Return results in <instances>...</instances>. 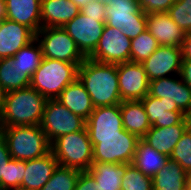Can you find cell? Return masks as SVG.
<instances>
[{
  "label": "cell",
  "instance_id": "1",
  "mask_svg": "<svg viewBox=\"0 0 191 190\" xmlns=\"http://www.w3.org/2000/svg\"><path fill=\"white\" fill-rule=\"evenodd\" d=\"M77 78L90 95L95 108L117 105L122 102L117 64L100 63L86 58L78 67Z\"/></svg>",
  "mask_w": 191,
  "mask_h": 190
},
{
  "label": "cell",
  "instance_id": "2",
  "mask_svg": "<svg viewBox=\"0 0 191 190\" xmlns=\"http://www.w3.org/2000/svg\"><path fill=\"white\" fill-rule=\"evenodd\" d=\"M46 102L31 86L4 93L0 127L40 125Z\"/></svg>",
  "mask_w": 191,
  "mask_h": 190
},
{
  "label": "cell",
  "instance_id": "3",
  "mask_svg": "<svg viewBox=\"0 0 191 190\" xmlns=\"http://www.w3.org/2000/svg\"><path fill=\"white\" fill-rule=\"evenodd\" d=\"M11 158L28 161L47 154L51 143L40 125L0 127Z\"/></svg>",
  "mask_w": 191,
  "mask_h": 190
},
{
  "label": "cell",
  "instance_id": "4",
  "mask_svg": "<svg viewBox=\"0 0 191 190\" xmlns=\"http://www.w3.org/2000/svg\"><path fill=\"white\" fill-rule=\"evenodd\" d=\"M78 66L61 60L44 58L31 77L30 86L48 99H56L77 78Z\"/></svg>",
  "mask_w": 191,
  "mask_h": 190
},
{
  "label": "cell",
  "instance_id": "5",
  "mask_svg": "<svg viewBox=\"0 0 191 190\" xmlns=\"http://www.w3.org/2000/svg\"><path fill=\"white\" fill-rule=\"evenodd\" d=\"M51 151L60 166L87 171L93 163V146L86 127L53 140Z\"/></svg>",
  "mask_w": 191,
  "mask_h": 190
},
{
  "label": "cell",
  "instance_id": "6",
  "mask_svg": "<svg viewBox=\"0 0 191 190\" xmlns=\"http://www.w3.org/2000/svg\"><path fill=\"white\" fill-rule=\"evenodd\" d=\"M93 146V162L132 164L140 138L125 129L119 135L89 136Z\"/></svg>",
  "mask_w": 191,
  "mask_h": 190
},
{
  "label": "cell",
  "instance_id": "7",
  "mask_svg": "<svg viewBox=\"0 0 191 190\" xmlns=\"http://www.w3.org/2000/svg\"><path fill=\"white\" fill-rule=\"evenodd\" d=\"M44 58L75 63L78 67L86 59L77 44L62 27L41 28L36 33Z\"/></svg>",
  "mask_w": 191,
  "mask_h": 190
},
{
  "label": "cell",
  "instance_id": "8",
  "mask_svg": "<svg viewBox=\"0 0 191 190\" xmlns=\"http://www.w3.org/2000/svg\"><path fill=\"white\" fill-rule=\"evenodd\" d=\"M40 127L51 143L62 135L83 130L86 127V120L72 113L58 100L48 99Z\"/></svg>",
  "mask_w": 191,
  "mask_h": 190
},
{
  "label": "cell",
  "instance_id": "9",
  "mask_svg": "<svg viewBox=\"0 0 191 190\" xmlns=\"http://www.w3.org/2000/svg\"><path fill=\"white\" fill-rule=\"evenodd\" d=\"M131 39L121 30L104 25V30L94 52L88 57L100 63L130 62Z\"/></svg>",
  "mask_w": 191,
  "mask_h": 190
},
{
  "label": "cell",
  "instance_id": "10",
  "mask_svg": "<svg viewBox=\"0 0 191 190\" xmlns=\"http://www.w3.org/2000/svg\"><path fill=\"white\" fill-rule=\"evenodd\" d=\"M105 21L106 18H92L80 12L62 28L74 40L81 53L88 58L98 45Z\"/></svg>",
  "mask_w": 191,
  "mask_h": 190
},
{
  "label": "cell",
  "instance_id": "11",
  "mask_svg": "<svg viewBox=\"0 0 191 190\" xmlns=\"http://www.w3.org/2000/svg\"><path fill=\"white\" fill-rule=\"evenodd\" d=\"M149 95L160 98L166 105L178 106L191 117V88L180 75L149 81Z\"/></svg>",
  "mask_w": 191,
  "mask_h": 190
},
{
  "label": "cell",
  "instance_id": "12",
  "mask_svg": "<svg viewBox=\"0 0 191 190\" xmlns=\"http://www.w3.org/2000/svg\"><path fill=\"white\" fill-rule=\"evenodd\" d=\"M117 75L122 101L142 100L149 93V80L141 63H119Z\"/></svg>",
  "mask_w": 191,
  "mask_h": 190
},
{
  "label": "cell",
  "instance_id": "13",
  "mask_svg": "<svg viewBox=\"0 0 191 190\" xmlns=\"http://www.w3.org/2000/svg\"><path fill=\"white\" fill-rule=\"evenodd\" d=\"M182 62V48L160 45L141 64L148 80L180 75Z\"/></svg>",
  "mask_w": 191,
  "mask_h": 190
},
{
  "label": "cell",
  "instance_id": "14",
  "mask_svg": "<svg viewBox=\"0 0 191 190\" xmlns=\"http://www.w3.org/2000/svg\"><path fill=\"white\" fill-rule=\"evenodd\" d=\"M35 38L36 34L27 26L3 19L0 21V59L13 57Z\"/></svg>",
  "mask_w": 191,
  "mask_h": 190
},
{
  "label": "cell",
  "instance_id": "15",
  "mask_svg": "<svg viewBox=\"0 0 191 190\" xmlns=\"http://www.w3.org/2000/svg\"><path fill=\"white\" fill-rule=\"evenodd\" d=\"M89 136L119 135L123 130L120 104L96 107L86 120Z\"/></svg>",
  "mask_w": 191,
  "mask_h": 190
},
{
  "label": "cell",
  "instance_id": "16",
  "mask_svg": "<svg viewBox=\"0 0 191 190\" xmlns=\"http://www.w3.org/2000/svg\"><path fill=\"white\" fill-rule=\"evenodd\" d=\"M146 29L163 46L181 47L186 35L167 12L147 14Z\"/></svg>",
  "mask_w": 191,
  "mask_h": 190
},
{
  "label": "cell",
  "instance_id": "17",
  "mask_svg": "<svg viewBox=\"0 0 191 190\" xmlns=\"http://www.w3.org/2000/svg\"><path fill=\"white\" fill-rule=\"evenodd\" d=\"M190 125L191 117L187 116L180 124L169 127L151 126L141 139L158 152L170 157L175 145Z\"/></svg>",
  "mask_w": 191,
  "mask_h": 190
},
{
  "label": "cell",
  "instance_id": "18",
  "mask_svg": "<svg viewBox=\"0 0 191 190\" xmlns=\"http://www.w3.org/2000/svg\"><path fill=\"white\" fill-rule=\"evenodd\" d=\"M147 15L139 8L137 0H111L106 6L105 25L121 30L129 23H146Z\"/></svg>",
  "mask_w": 191,
  "mask_h": 190
},
{
  "label": "cell",
  "instance_id": "19",
  "mask_svg": "<svg viewBox=\"0 0 191 190\" xmlns=\"http://www.w3.org/2000/svg\"><path fill=\"white\" fill-rule=\"evenodd\" d=\"M59 165L50 150L47 154L26 161V170L20 188L41 190Z\"/></svg>",
  "mask_w": 191,
  "mask_h": 190
},
{
  "label": "cell",
  "instance_id": "20",
  "mask_svg": "<svg viewBox=\"0 0 191 190\" xmlns=\"http://www.w3.org/2000/svg\"><path fill=\"white\" fill-rule=\"evenodd\" d=\"M141 101L151 126L169 127L180 124L187 117L178 106L166 105L158 97L147 94Z\"/></svg>",
  "mask_w": 191,
  "mask_h": 190
},
{
  "label": "cell",
  "instance_id": "21",
  "mask_svg": "<svg viewBox=\"0 0 191 190\" xmlns=\"http://www.w3.org/2000/svg\"><path fill=\"white\" fill-rule=\"evenodd\" d=\"M6 19L30 28L35 34L41 29V0H5Z\"/></svg>",
  "mask_w": 191,
  "mask_h": 190
},
{
  "label": "cell",
  "instance_id": "22",
  "mask_svg": "<svg viewBox=\"0 0 191 190\" xmlns=\"http://www.w3.org/2000/svg\"><path fill=\"white\" fill-rule=\"evenodd\" d=\"M80 12L70 0H41V28L63 27Z\"/></svg>",
  "mask_w": 191,
  "mask_h": 190
},
{
  "label": "cell",
  "instance_id": "23",
  "mask_svg": "<svg viewBox=\"0 0 191 190\" xmlns=\"http://www.w3.org/2000/svg\"><path fill=\"white\" fill-rule=\"evenodd\" d=\"M56 100L72 113L81 116L85 120L89 118L95 109L90 95L78 78L67 85Z\"/></svg>",
  "mask_w": 191,
  "mask_h": 190
},
{
  "label": "cell",
  "instance_id": "24",
  "mask_svg": "<svg viewBox=\"0 0 191 190\" xmlns=\"http://www.w3.org/2000/svg\"><path fill=\"white\" fill-rule=\"evenodd\" d=\"M123 128L140 139L151 128L148 116L141 100L122 101L120 103Z\"/></svg>",
  "mask_w": 191,
  "mask_h": 190
},
{
  "label": "cell",
  "instance_id": "25",
  "mask_svg": "<svg viewBox=\"0 0 191 190\" xmlns=\"http://www.w3.org/2000/svg\"><path fill=\"white\" fill-rule=\"evenodd\" d=\"M188 173L180 164L168 159L153 177V190H188Z\"/></svg>",
  "mask_w": 191,
  "mask_h": 190
},
{
  "label": "cell",
  "instance_id": "26",
  "mask_svg": "<svg viewBox=\"0 0 191 190\" xmlns=\"http://www.w3.org/2000/svg\"><path fill=\"white\" fill-rule=\"evenodd\" d=\"M130 164L93 162L87 170L100 190H121L122 177Z\"/></svg>",
  "mask_w": 191,
  "mask_h": 190
},
{
  "label": "cell",
  "instance_id": "27",
  "mask_svg": "<svg viewBox=\"0 0 191 190\" xmlns=\"http://www.w3.org/2000/svg\"><path fill=\"white\" fill-rule=\"evenodd\" d=\"M169 157L162 154L145 143L142 139L138 141L132 164L143 174L153 177L160 171Z\"/></svg>",
  "mask_w": 191,
  "mask_h": 190
},
{
  "label": "cell",
  "instance_id": "28",
  "mask_svg": "<svg viewBox=\"0 0 191 190\" xmlns=\"http://www.w3.org/2000/svg\"><path fill=\"white\" fill-rule=\"evenodd\" d=\"M31 77L13 64V59H0V89L3 93L29 87Z\"/></svg>",
  "mask_w": 191,
  "mask_h": 190
},
{
  "label": "cell",
  "instance_id": "29",
  "mask_svg": "<svg viewBox=\"0 0 191 190\" xmlns=\"http://www.w3.org/2000/svg\"><path fill=\"white\" fill-rule=\"evenodd\" d=\"M13 64L26 72L30 77L40 66L43 59L42 48L35 38L26 46L22 47L13 57Z\"/></svg>",
  "mask_w": 191,
  "mask_h": 190
},
{
  "label": "cell",
  "instance_id": "30",
  "mask_svg": "<svg viewBox=\"0 0 191 190\" xmlns=\"http://www.w3.org/2000/svg\"><path fill=\"white\" fill-rule=\"evenodd\" d=\"M80 171L58 165L41 190H75Z\"/></svg>",
  "mask_w": 191,
  "mask_h": 190
},
{
  "label": "cell",
  "instance_id": "31",
  "mask_svg": "<svg viewBox=\"0 0 191 190\" xmlns=\"http://www.w3.org/2000/svg\"><path fill=\"white\" fill-rule=\"evenodd\" d=\"M158 41L146 29L136 38L131 39L130 61L142 63L145 61L158 47Z\"/></svg>",
  "mask_w": 191,
  "mask_h": 190
},
{
  "label": "cell",
  "instance_id": "32",
  "mask_svg": "<svg viewBox=\"0 0 191 190\" xmlns=\"http://www.w3.org/2000/svg\"><path fill=\"white\" fill-rule=\"evenodd\" d=\"M26 170V161L11 158L6 165L5 178L0 181V190L19 189Z\"/></svg>",
  "mask_w": 191,
  "mask_h": 190
},
{
  "label": "cell",
  "instance_id": "33",
  "mask_svg": "<svg viewBox=\"0 0 191 190\" xmlns=\"http://www.w3.org/2000/svg\"><path fill=\"white\" fill-rule=\"evenodd\" d=\"M121 190H153V180L130 164L122 177Z\"/></svg>",
  "mask_w": 191,
  "mask_h": 190
},
{
  "label": "cell",
  "instance_id": "34",
  "mask_svg": "<svg viewBox=\"0 0 191 190\" xmlns=\"http://www.w3.org/2000/svg\"><path fill=\"white\" fill-rule=\"evenodd\" d=\"M169 158L177 161L188 174L191 172V125L183 133Z\"/></svg>",
  "mask_w": 191,
  "mask_h": 190
},
{
  "label": "cell",
  "instance_id": "35",
  "mask_svg": "<svg viewBox=\"0 0 191 190\" xmlns=\"http://www.w3.org/2000/svg\"><path fill=\"white\" fill-rule=\"evenodd\" d=\"M167 13L185 33L191 32V0H176Z\"/></svg>",
  "mask_w": 191,
  "mask_h": 190
},
{
  "label": "cell",
  "instance_id": "36",
  "mask_svg": "<svg viewBox=\"0 0 191 190\" xmlns=\"http://www.w3.org/2000/svg\"><path fill=\"white\" fill-rule=\"evenodd\" d=\"M139 8L147 15L168 12L176 0H137Z\"/></svg>",
  "mask_w": 191,
  "mask_h": 190
},
{
  "label": "cell",
  "instance_id": "37",
  "mask_svg": "<svg viewBox=\"0 0 191 190\" xmlns=\"http://www.w3.org/2000/svg\"><path fill=\"white\" fill-rule=\"evenodd\" d=\"M107 3L101 0H90L87 5L81 9V13L92 18H106Z\"/></svg>",
  "mask_w": 191,
  "mask_h": 190
},
{
  "label": "cell",
  "instance_id": "38",
  "mask_svg": "<svg viewBox=\"0 0 191 190\" xmlns=\"http://www.w3.org/2000/svg\"><path fill=\"white\" fill-rule=\"evenodd\" d=\"M75 190H100V188L88 171H80Z\"/></svg>",
  "mask_w": 191,
  "mask_h": 190
},
{
  "label": "cell",
  "instance_id": "39",
  "mask_svg": "<svg viewBox=\"0 0 191 190\" xmlns=\"http://www.w3.org/2000/svg\"><path fill=\"white\" fill-rule=\"evenodd\" d=\"M11 159L8 145L4 137L0 133V181L5 178L6 165Z\"/></svg>",
  "mask_w": 191,
  "mask_h": 190
},
{
  "label": "cell",
  "instance_id": "40",
  "mask_svg": "<svg viewBox=\"0 0 191 190\" xmlns=\"http://www.w3.org/2000/svg\"><path fill=\"white\" fill-rule=\"evenodd\" d=\"M146 30V23H129L121 27V32L128 38L134 39Z\"/></svg>",
  "mask_w": 191,
  "mask_h": 190
},
{
  "label": "cell",
  "instance_id": "41",
  "mask_svg": "<svg viewBox=\"0 0 191 190\" xmlns=\"http://www.w3.org/2000/svg\"><path fill=\"white\" fill-rule=\"evenodd\" d=\"M180 77L191 88V59H182Z\"/></svg>",
  "mask_w": 191,
  "mask_h": 190
},
{
  "label": "cell",
  "instance_id": "42",
  "mask_svg": "<svg viewBox=\"0 0 191 190\" xmlns=\"http://www.w3.org/2000/svg\"><path fill=\"white\" fill-rule=\"evenodd\" d=\"M181 48L182 59H191V32L186 33Z\"/></svg>",
  "mask_w": 191,
  "mask_h": 190
},
{
  "label": "cell",
  "instance_id": "43",
  "mask_svg": "<svg viewBox=\"0 0 191 190\" xmlns=\"http://www.w3.org/2000/svg\"><path fill=\"white\" fill-rule=\"evenodd\" d=\"M6 18L5 0H0V21Z\"/></svg>",
  "mask_w": 191,
  "mask_h": 190
},
{
  "label": "cell",
  "instance_id": "44",
  "mask_svg": "<svg viewBox=\"0 0 191 190\" xmlns=\"http://www.w3.org/2000/svg\"><path fill=\"white\" fill-rule=\"evenodd\" d=\"M70 1H72L81 10L87 5V3L90 0H70Z\"/></svg>",
  "mask_w": 191,
  "mask_h": 190
},
{
  "label": "cell",
  "instance_id": "45",
  "mask_svg": "<svg viewBox=\"0 0 191 190\" xmlns=\"http://www.w3.org/2000/svg\"><path fill=\"white\" fill-rule=\"evenodd\" d=\"M3 94L4 93L0 89V112H1V108H2Z\"/></svg>",
  "mask_w": 191,
  "mask_h": 190
},
{
  "label": "cell",
  "instance_id": "46",
  "mask_svg": "<svg viewBox=\"0 0 191 190\" xmlns=\"http://www.w3.org/2000/svg\"><path fill=\"white\" fill-rule=\"evenodd\" d=\"M188 190H191V172L188 175Z\"/></svg>",
  "mask_w": 191,
  "mask_h": 190
},
{
  "label": "cell",
  "instance_id": "47",
  "mask_svg": "<svg viewBox=\"0 0 191 190\" xmlns=\"http://www.w3.org/2000/svg\"><path fill=\"white\" fill-rule=\"evenodd\" d=\"M16 190H31V189L19 188V189H16Z\"/></svg>",
  "mask_w": 191,
  "mask_h": 190
},
{
  "label": "cell",
  "instance_id": "48",
  "mask_svg": "<svg viewBox=\"0 0 191 190\" xmlns=\"http://www.w3.org/2000/svg\"><path fill=\"white\" fill-rule=\"evenodd\" d=\"M101 1H103V2L107 3L108 1H111V0H101Z\"/></svg>",
  "mask_w": 191,
  "mask_h": 190
}]
</instances>
